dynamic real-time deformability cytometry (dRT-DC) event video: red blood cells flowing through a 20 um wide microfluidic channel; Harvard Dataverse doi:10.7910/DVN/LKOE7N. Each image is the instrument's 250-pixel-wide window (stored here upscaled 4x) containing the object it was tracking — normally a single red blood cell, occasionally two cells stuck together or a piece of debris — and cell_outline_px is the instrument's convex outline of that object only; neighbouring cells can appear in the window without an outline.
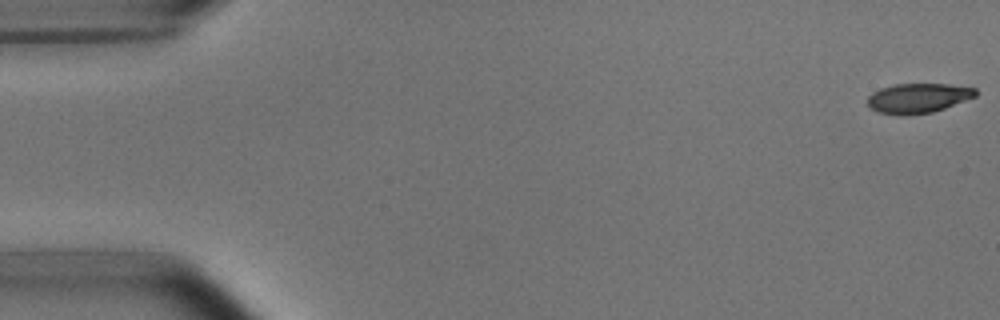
{"species": "common noctule bat (a hibernating species)", "species_latin": "Nyctalus noctula", "temperature_condition": "room temperature", "stored_images_in_passage": 6, "segment_of_instrument_passage": [1, 2], "camera_frame_rate_fps": 3000, "um_per_image_px": 0.085, "animal": {"sex": "male", "body_mass_g": 15.6}, "frame": {"image": 1, "passage_image": 1, "time_ms": 0.0, "image_size_px": [1000, 320], "cell_outline_px": [[976, 96], [944, 108], [932, 112], [908, 116], [904, 116], [880, 112], [872, 108], [868, 104], [868, 96], [872, 92], [880, 88], [896, 84], [948, 84], [976, 88]], "centroid_in_image_um": [78.03, 8.34], "position_along_channel_um": 7.0, "area_um2": 18.61}}
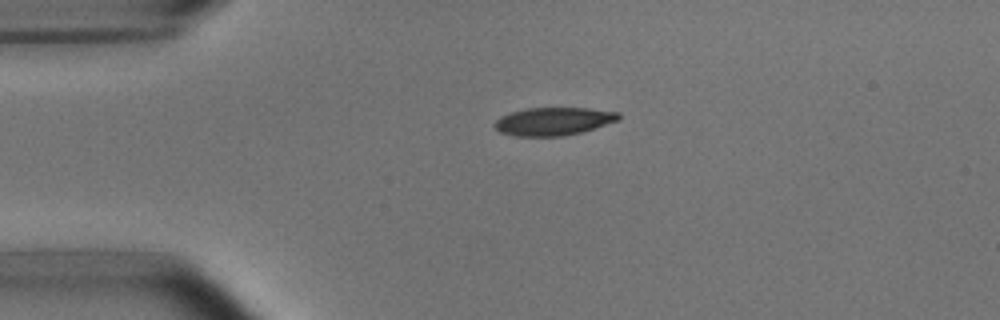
{"frame": {"image": 2, "passage_image": 4, "time_ms": 1.0, "image_size_px": [1000, 320], "cell_outline_px": [[620, 120], [580, 132], [564, 136], [516, 136], [500, 132], [492, 124], [500, 116], [512, 112], [528, 108], [588, 108], [620, 112]], "centroid_in_image_um": [47.05, 10.31], "position_along_channel_um": 38.0, "area_um2": 20.17}}